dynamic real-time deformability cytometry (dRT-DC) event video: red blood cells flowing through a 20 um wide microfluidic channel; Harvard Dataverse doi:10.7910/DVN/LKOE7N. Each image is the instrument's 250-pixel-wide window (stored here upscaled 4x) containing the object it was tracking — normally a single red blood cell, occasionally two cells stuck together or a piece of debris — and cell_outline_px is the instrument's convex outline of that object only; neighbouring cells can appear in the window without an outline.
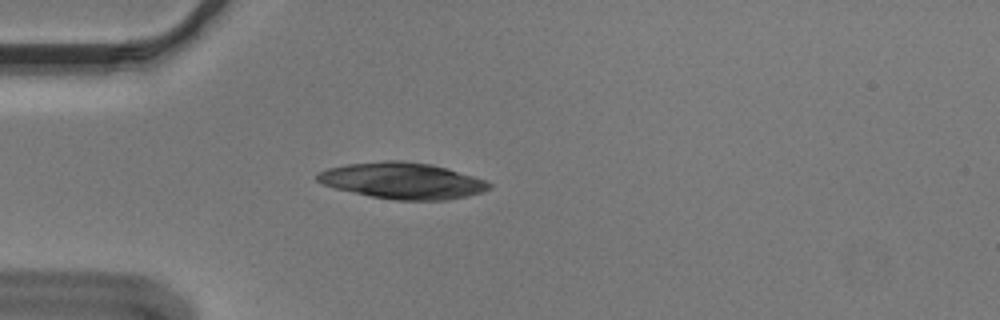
{"species": "Egyptian fruit bat (a non-hibernating species)", "species_latin": "Rousettus aegyptiacus", "temperature_condition": "cold", "stored_images_in_passage": 42, "camera_frame_rate_fps": 3000, "um_per_image_px": 0.085, "animal": {"sex": "male"}, "frame": {"image": 1, "passage_image": 6, "time_ms": 1.667, "image_size_px": [1000, 320], "cell_outline_px": [[492, 188], [484, 192], [468, 196], [448, 200], [396, 200], [372, 196], [336, 188], [324, 184], [316, 180], [316, 176], [320, 172], [328, 168], [348, 164], [384, 160], [400, 160], [432, 164], [448, 168], [484, 180], [492, 184]], "centroid_in_image_um": [34.26, 15.36], "position_along_channel_um": 50.7, "area_um2": 36.18}}